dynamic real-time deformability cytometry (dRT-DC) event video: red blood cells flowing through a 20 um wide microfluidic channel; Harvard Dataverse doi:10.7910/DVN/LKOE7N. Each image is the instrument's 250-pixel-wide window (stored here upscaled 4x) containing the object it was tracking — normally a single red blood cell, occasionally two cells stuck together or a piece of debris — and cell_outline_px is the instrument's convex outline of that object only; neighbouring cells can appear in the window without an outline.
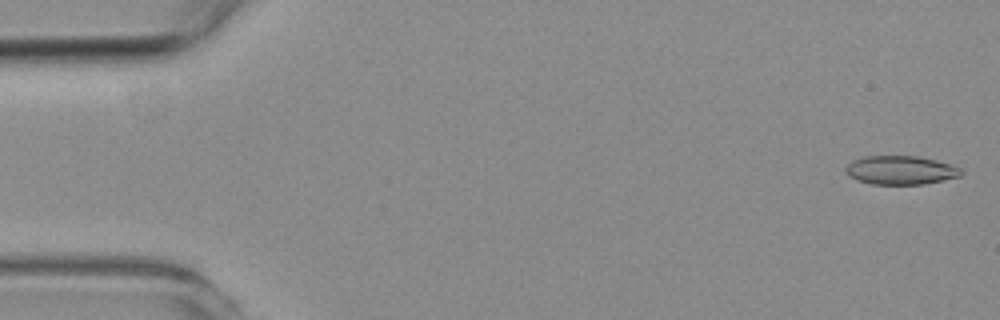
{"species": "common noctule bat (a hibernating species)", "species_latin": "Nyctalus noctula", "temperature_condition": "room temperature", "stored_images_in_passage": 58, "camera_frame_rate_fps": 3000, "um_per_image_px": 0.085, "animal": {"sex": "female", "body_mass_g": 19.3, "forearm_length_mm": 54.1}, "frame": {"image": 1, "passage_image": 2, "time_ms": 0.333, "image_size_px": [1000, 320], "cell_outline_px": [[964, 172], [960, 176], [924, 184], [872, 184], [856, 180], [848, 176], [844, 168], [852, 160], [864, 156], [916, 156], [936, 160], [960, 168]], "centroid_in_image_um": [76.51, 14.46], "position_along_channel_um": 8.5, "area_um2": 19.31}}
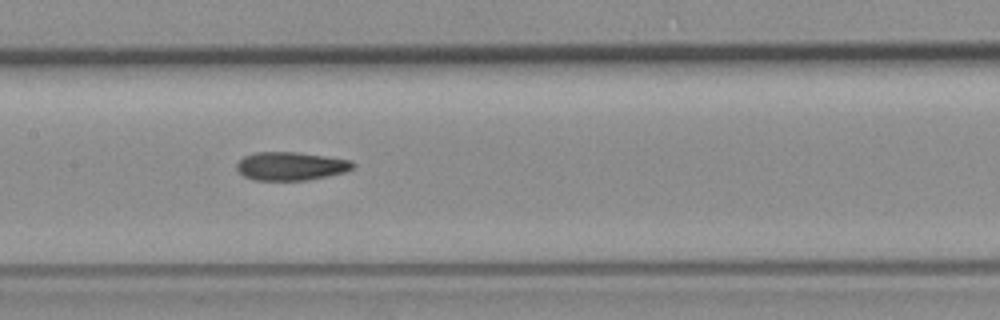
{"frame": {"image": 2, "passage_image": 28, "time_ms": 9.0, "image_size_px": [1000, 320], "cell_outline_px": [[356, 164], [352, 168], [344, 172], [308, 180], [252, 180], [244, 176], [236, 168], [236, 164], [244, 156], [256, 152], [296, 152], [352, 160]], "centroid_in_image_um": [24.71, 14.12], "position_along_channel_um": 182.7, "area_um2": 19.13}}
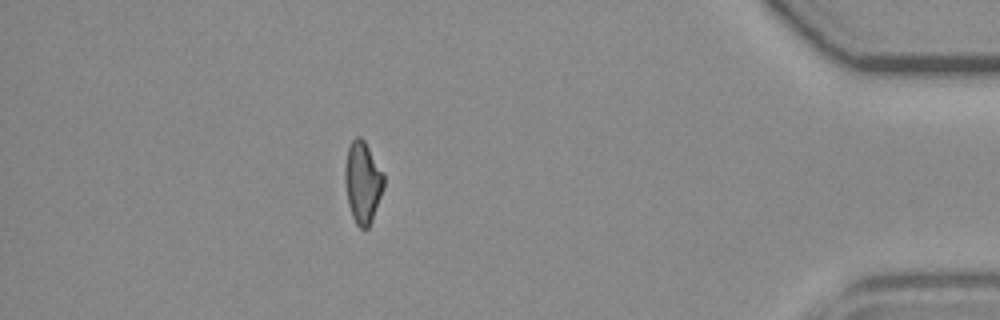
{"frame": {"image": 3, "passage_image": 51, "time_ms": 16.667, "image_size_px": [1000, 320], "cell_outline_px": [[384, 188], [372, 220], [368, 228], [360, 228], [356, 224], [352, 216], [348, 204], [344, 180], [344, 168], [348, 148], [352, 140], [356, 136], [360, 136], [364, 140], [384, 172]], "centroid_in_image_um": [30.83, 15.48], "position_along_channel_um": 404.4, "area_um2": 18.67}, "authors_computed_cell_mechanics": {"area_um2": 19.2763, "velocity_mm_per_s": 3.5714, "shape_relaxation_time_tau1_ms": null, "shape_relaxation_time_tau2_ms": 4.6013, "deformation_change_tau1": null, "deformation_change_tau2": 0.1158}}